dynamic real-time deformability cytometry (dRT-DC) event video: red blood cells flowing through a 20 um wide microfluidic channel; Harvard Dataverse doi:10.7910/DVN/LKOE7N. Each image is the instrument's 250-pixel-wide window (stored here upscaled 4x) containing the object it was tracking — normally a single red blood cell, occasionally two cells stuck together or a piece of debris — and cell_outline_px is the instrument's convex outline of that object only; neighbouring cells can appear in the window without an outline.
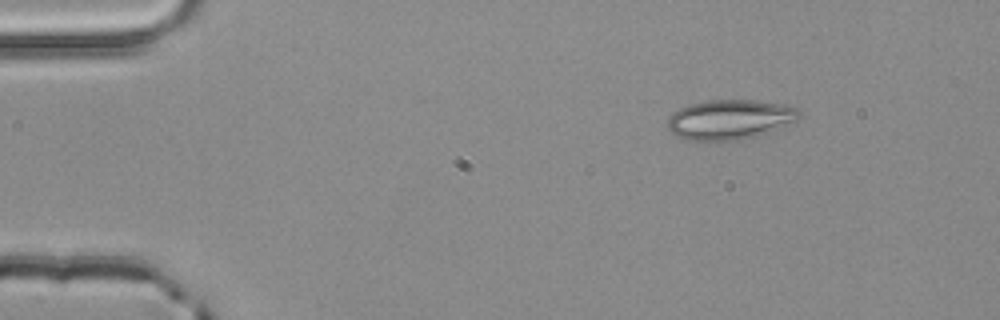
{"species": "common noctule bat (a hibernating species)", "species_latin": "Nyctalus noctula", "temperature_condition": "room temperature", "stored_images_in_passage": 3, "camera_frame_rate_fps": 3000, "um_per_image_px": 0.085, "animal": {"sex": "male", "body_mass_g": 20.4}, "frame": {"image": 1, "passage_image": 1, "time_ms": 0.0, "image_size_px": [1000, 320], "cell_outline_px": [[800, 116], [796, 120], [756, 136], [740, 140], [688, 140], [672, 132], [668, 128], [668, 120], [672, 112], [680, 108], [692, 104], [708, 100], [752, 100], [788, 104], [796, 108], [800, 112]], "centroid_in_image_um": [62.04, 10.14], "position_along_channel_um": 23.0, "area_um2": 30.11}}